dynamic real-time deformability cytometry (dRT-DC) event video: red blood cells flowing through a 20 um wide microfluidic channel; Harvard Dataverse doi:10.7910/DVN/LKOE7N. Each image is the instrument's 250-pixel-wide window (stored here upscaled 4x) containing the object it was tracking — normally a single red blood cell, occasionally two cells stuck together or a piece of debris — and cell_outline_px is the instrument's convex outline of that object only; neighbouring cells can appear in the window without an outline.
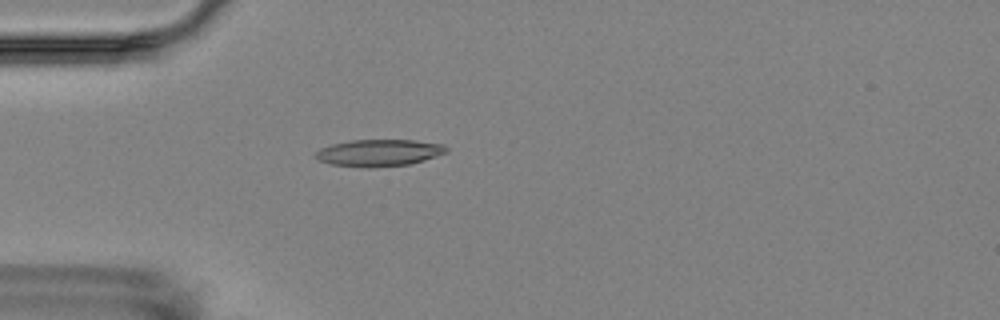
{"species": "Egyptian fruit bat (a non-hibernating species)", "species_latin": "Rousettus aegyptiacus", "temperature_condition": "room temperature", "stored_images_in_passage": 5, "camera_frame_rate_fps": 3000, "um_per_image_px": 0.085, "animal": {"sex": "female"}, "frame": {"image": 1, "passage_image": 5, "time_ms": 4.667, "image_size_px": [1000, 320], "cell_outline_px": [[448, 152], [424, 160], [408, 164], [372, 168], [364, 168], [332, 164], [320, 160], [316, 156], [316, 152], [320, 148], [332, 144], [352, 140], [412, 140], [444, 144], [448, 148]], "centroid_in_image_um": [32.24, 12.99], "position_along_channel_um": 52.8, "area_um2": 20.4}}